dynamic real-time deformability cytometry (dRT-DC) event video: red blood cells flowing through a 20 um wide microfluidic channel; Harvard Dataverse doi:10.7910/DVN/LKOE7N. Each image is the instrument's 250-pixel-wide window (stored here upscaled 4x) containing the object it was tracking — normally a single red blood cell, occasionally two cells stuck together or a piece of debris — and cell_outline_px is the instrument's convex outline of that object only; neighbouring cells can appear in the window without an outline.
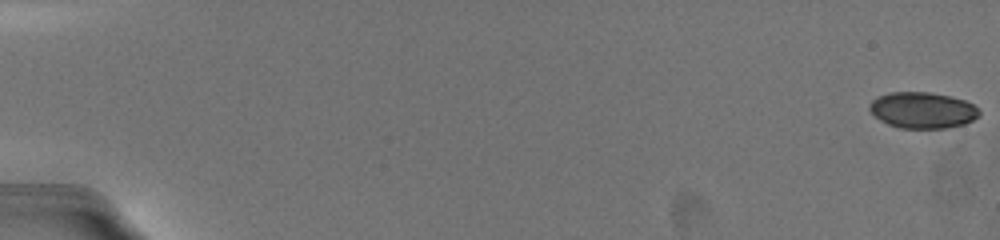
{"species": "common noctule bat (a hibernating species)", "species_latin": "Nyctalus noctula", "temperature_condition": "warm", "stored_images_in_passage": 45, "camera_frame_rate_fps": 3000, "um_per_image_px": 0.085, "animal": {"sex": "female", "body_mass_g": 19.5, "forearm_length_mm": 54.1}, "frame": {"image": 1, "passage_image": 1, "time_ms": 0.0, "image_size_px": [1000, 240], "cell_outline_px": [[980, 116], [964, 124], [944, 128], [900, 128], [888, 124], [880, 120], [868, 108], [868, 104], [876, 96], [892, 92], [928, 92], [952, 96], [964, 100], [980, 108]], "centroid_in_image_um": [78.42, 9.36], "position_along_channel_um": 6.6, "area_um2": 23.24}}
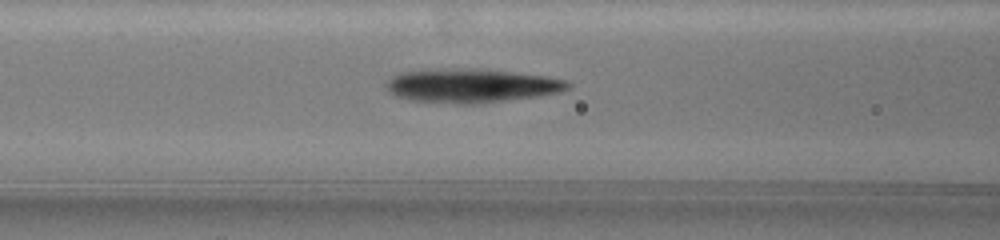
{"frame": {"image": 2, "passage_image": 23, "time_ms": 8.667, "image_size_px": [1000, 240], "cell_outline_px": [[568, 88], [556, 92], [536, 96], [472, 104], [460, 104], [412, 100], [396, 96], [388, 92], [388, 80], [392, 76], [408, 72], [504, 72], [544, 76], [564, 80], [568, 84]], "centroid_in_image_um": [40.06, 7.36], "position_along_channel_um": 126.5, "area_um2": 33.0}}
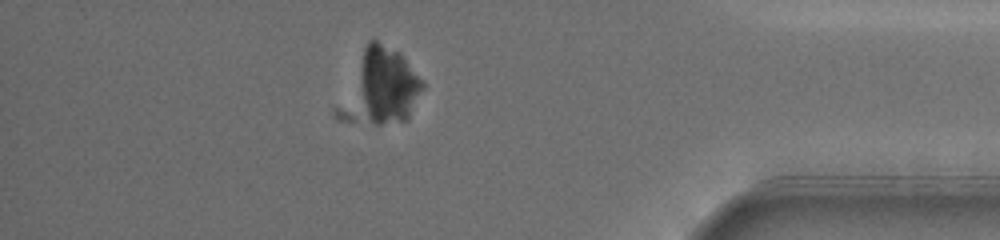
{"frame": {"image": 3, "passage_image": 45, "time_ms": 17.0, "image_size_px": [1000, 240], "cell_outline_px": [[424, 88], [408, 120], [380, 124], [376, 124], [368, 116], [360, 92], [360, 76], [364, 48], [368, 40], [376, 40], [400, 52], [424, 80]], "centroid_in_image_um": [33.01, 7.14], "position_along_channel_um": 402.2, "area_um2": 28.44}}